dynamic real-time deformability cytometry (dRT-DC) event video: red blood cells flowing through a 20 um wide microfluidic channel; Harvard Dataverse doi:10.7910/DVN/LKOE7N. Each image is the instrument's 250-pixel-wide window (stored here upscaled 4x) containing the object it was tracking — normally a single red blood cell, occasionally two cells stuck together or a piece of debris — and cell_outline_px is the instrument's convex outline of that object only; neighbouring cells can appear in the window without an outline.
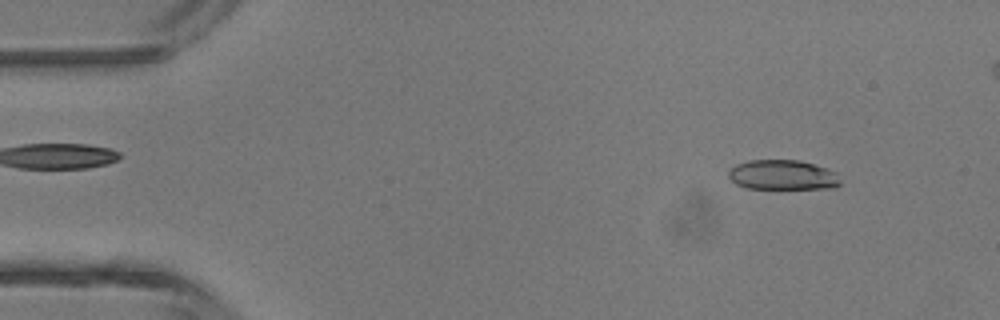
{"species": "common noctule bat (a hibernating species)", "species_latin": "Nyctalus noctula", "temperature_condition": "room temperature", "stored_images_in_passage": 43, "camera_frame_rate_fps": 3000, "um_per_image_px": 0.085, "animal": {"sex": "male", "body_mass_g": 13.3}, "frame": {"image": 1, "passage_image": 4, "time_ms": 1.0, "image_size_px": [1000, 320], "cell_outline_px": [[840, 184], [836, 188], [748, 188], [736, 184], [728, 176], [728, 172], [736, 164], [748, 160], [800, 160], [828, 168], [836, 172], [840, 180]], "centroid_in_image_um": [66.55, 14.86], "position_along_channel_um": 18.4, "area_um2": 19.48}}
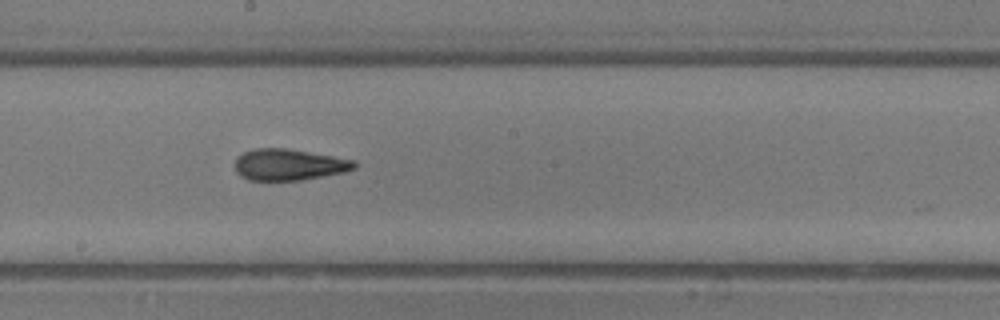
{"frame": {"image": 2, "passage_image": 24, "time_ms": 7.667, "image_size_px": [1000, 320], "cell_outline_px": [[356, 168], [344, 172], [300, 180], [248, 180], [240, 176], [236, 172], [236, 156], [252, 148], [288, 148], [356, 160]], "centroid_in_image_um": [24.55, 13.98], "position_along_channel_um": 223.7, "area_um2": 21.91}}
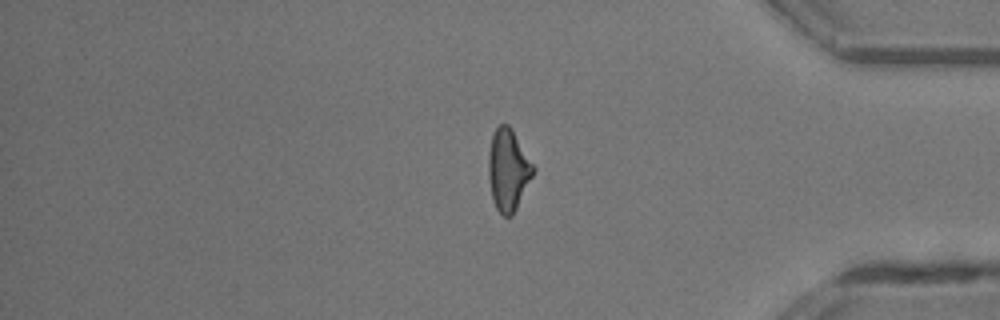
{"frame": {"image": 3, "passage_image": 37, "time_ms": 12.0, "image_size_px": [1000, 320], "cell_outline_px": [[536, 168], [512, 216], [504, 216], [496, 208], [492, 200], [488, 176], [488, 156], [492, 136], [496, 128], [500, 124], [508, 124], [512, 128]], "centroid_in_image_um": [43.18, 14.42], "position_along_channel_um": 392.0, "area_um2": 21.21}}